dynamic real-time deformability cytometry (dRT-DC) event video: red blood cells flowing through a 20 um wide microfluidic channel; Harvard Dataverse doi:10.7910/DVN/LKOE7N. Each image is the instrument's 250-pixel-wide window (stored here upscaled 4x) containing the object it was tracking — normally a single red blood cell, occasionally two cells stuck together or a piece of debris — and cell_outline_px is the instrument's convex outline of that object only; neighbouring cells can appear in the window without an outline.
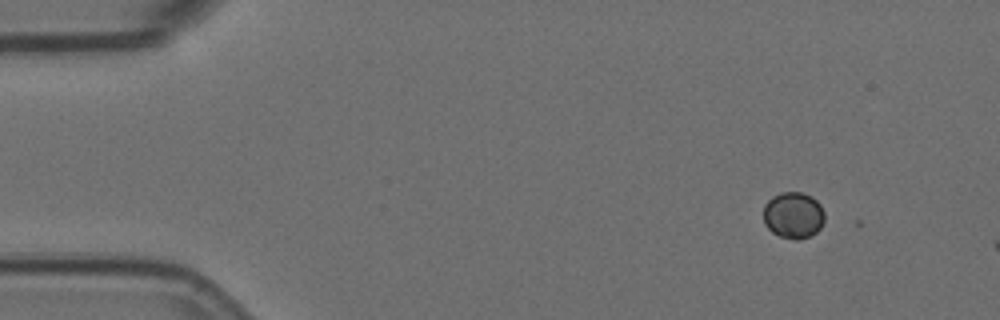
{"species": "Egyptian fruit bat (a non-hibernating species)", "species_latin": "Rousettus aegyptiacus", "temperature_condition": "room temperature", "stored_images_in_passage": 3, "camera_frame_rate_fps": 3000, "um_per_image_px": 0.085, "animal": {"sex": "female"}, "frame": {"image": 1, "passage_image": 1, "time_ms": 0.0, "image_size_px": [1000, 320], "cell_outline_px": [[824, 224], [812, 236], [800, 240], [792, 240], [780, 236], [772, 232], [764, 224], [764, 204], [772, 196], [780, 192], [800, 192], [812, 196], [820, 204], [824, 212]], "centroid_in_image_um": [67.44, 18.3], "position_along_channel_um": 17.6, "area_um2": 16.88}}